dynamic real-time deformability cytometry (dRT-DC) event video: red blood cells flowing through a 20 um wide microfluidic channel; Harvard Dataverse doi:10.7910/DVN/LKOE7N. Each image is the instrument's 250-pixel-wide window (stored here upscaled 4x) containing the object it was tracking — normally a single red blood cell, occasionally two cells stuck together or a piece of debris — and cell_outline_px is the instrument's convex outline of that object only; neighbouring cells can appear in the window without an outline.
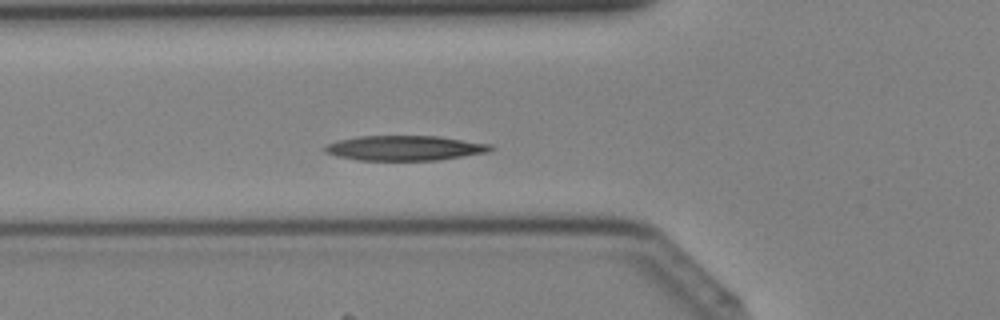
{"species": "Egyptian fruit bat (a non-hibernating species)", "species_latin": "Rousettus aegyptiacus", "temperature_condition": "cold", "stored_images_in_passage": 40, "camera_frame_rate_fps": 3000, "um_per_image_px": 0.085, "animal": {"sex": "female"}, "frame": {"image": 1, "passage_image": 13, "time_ms": 4.0, "image_size_px": [1000, 320], "cell_outline_px": [[496, 148], [488, 152], [436, 160], [356, 160], [336, 156], [324, 152], [324, 148], [328, 144], [336, 140], [360, 136], [440, 136], [492, 144]], "centroid_in_image_um": [34.41, 12.58], "position_along_channel_um": 91.4, "area_um2": 24.16}}
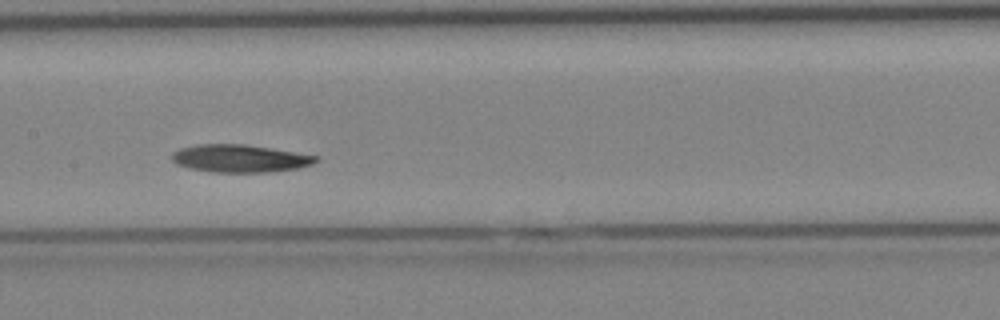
{"frame": {"image": 2, "passage_image": 19, "time_ms": 6.0, "image_size_px": [1000, 320], "cell_outline_px": [[320, 160], [312, 164], [300, 168], [268, 172], [212, 172], [192, 168], [176, 164], [172, 160], [172, 152], [180, 148], [196, 144], [244, 144], [320, 156]], "centroid_in_image_um": [20.41, 13.46], "position_along_channel_um": 187.0, "area_um2": 23.24}}
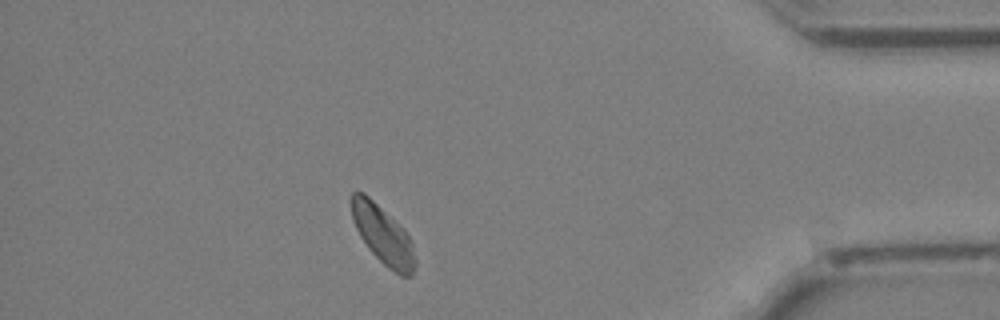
{"frame": {"image": 3, "passage_image": 35, "time_ms": 11.333, "image_size_px": [1000, 320], "cell_outline_px": [[416, 268], [412, 276], [400, 276], [388, 268], [368, 248], [360, 236], [352, 220], [352, 192], [364, 192], [408, 236], [412, 244], [416, 260]], "centroid_in_image_um": [32.55, 20.04], "position_along_channel_um": 402.6, "area_um2": 20.92}}